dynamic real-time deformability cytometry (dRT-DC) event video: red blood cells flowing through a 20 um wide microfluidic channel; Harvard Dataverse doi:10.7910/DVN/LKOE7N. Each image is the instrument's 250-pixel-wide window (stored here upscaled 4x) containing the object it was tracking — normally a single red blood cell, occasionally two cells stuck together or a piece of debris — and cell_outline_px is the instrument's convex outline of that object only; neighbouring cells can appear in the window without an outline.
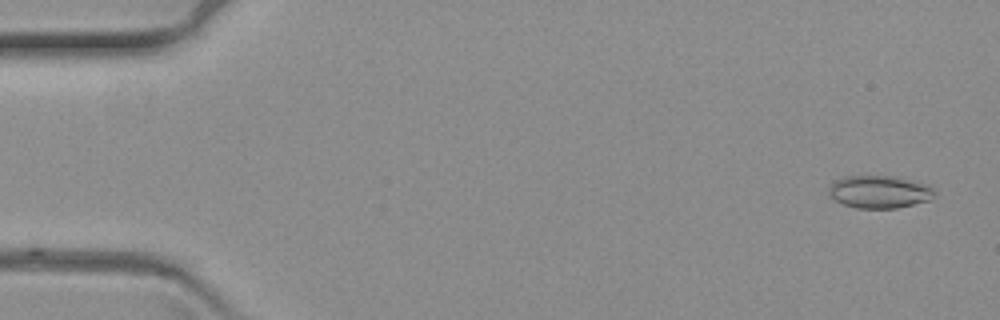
{"species": "common noctule bat (a hibernating species)", "species_latin": "Nyctalus noctula", "temperature_condition": "warm", "stored_images_in_passage": 25, "camera_frame_rate_fps": 3000, "um_per_image_px": 0.085, "animal": {"sex": "female", "body_mass_g": 19.3, "forearm_length_mm": 54.1}, "frame": {"image": 1, "passage_image": 1, "time_ms": 0.0, "image_size_px": [1000, 320], "cell_outline_px": [[936, 196], [928, 200], [896, 208], [856, 208], [844, 204], [828, 196], [828, 188], [836, 180], [844, 176], [892, 176], [932, 184], [936, 192]], "centroid_in_image_um": [74.79, 16.29], "position_along_channel_um": 10.2, "area_um2": 20.29}}
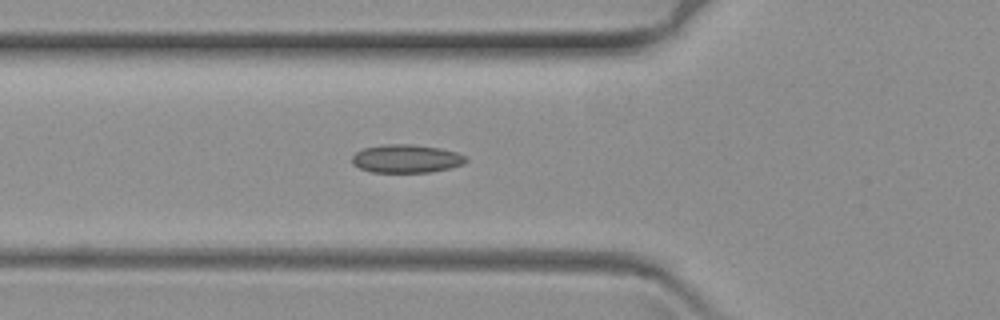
{"frame": {"image": 2, "passage_image": 21, "time_ms": 6.667, "image_size_px": [1000, 320], "cell_outline_px": [[468, 160], [464, 164], [432, 172], [372, 172], [360, 168], [352, 164], [352, 156], [356, 152], [364, 148], [384, 144], [412, 144], [440, 148], [456, 152], [468, 156]], "centroid_in_image_um": [34.56, 13.48], "position_along_channel_um": 91.2, "area_um2": 18.84}}
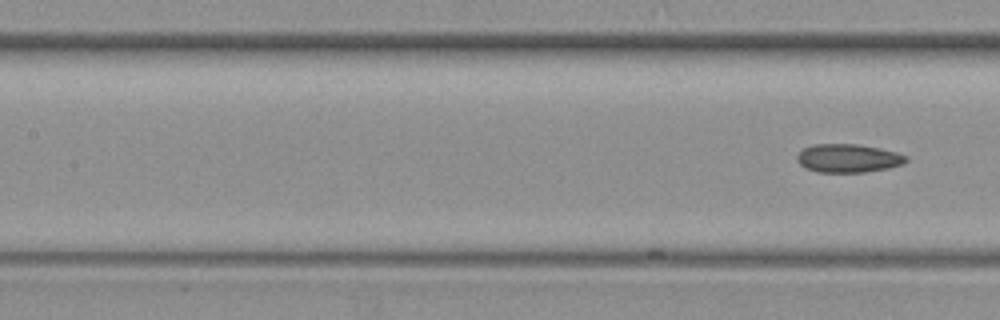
{"frame": {"image": 3, "passage_image": 25, "time_ms": 8.0, "image_size_px": [1000, 320], "cell_outline_px": [[908, 160], [904, 164], [888, 168], [864, 172], [816, 172], [804, 168], [796, 160], [796, 156], [804, 148], [812, 144], [856, 144], [880, 148], [896, 152], [908, 156]], "centroid_in_image_um": [72.09, 13.45], "position_along_channel_um": 135.3, "area_um2": 18.21}}